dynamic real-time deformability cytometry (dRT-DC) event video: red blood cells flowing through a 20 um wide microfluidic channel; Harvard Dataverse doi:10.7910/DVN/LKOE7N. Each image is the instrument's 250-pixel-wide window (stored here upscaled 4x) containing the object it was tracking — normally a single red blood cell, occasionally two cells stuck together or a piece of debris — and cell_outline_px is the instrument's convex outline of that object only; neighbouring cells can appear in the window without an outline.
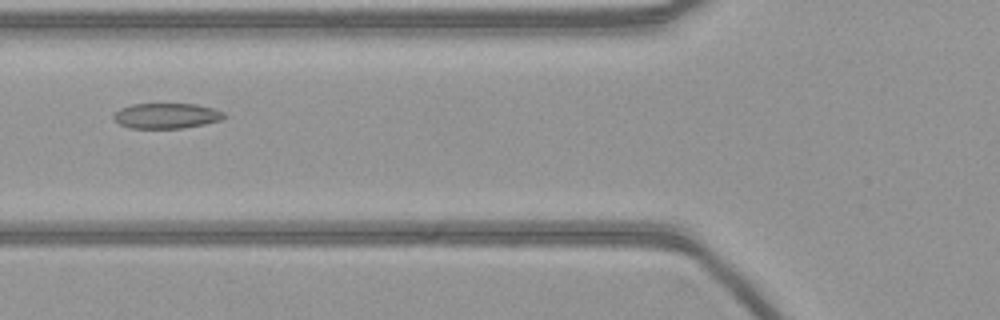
{"species": "common noctule bat (a hibernating species)", "species_latin": "Nyctalus noctula", "temperature_condition": "warm", "stored_images_in_passage": 55, "camera_frame_rate_fps": 3000, "um_per_image_px": 0.085, "animal": {"sex": "female", "body_mass_g": 21.9}, "frame": {"image": 1, "passage_image": 21, "time_ms": 6.667, "image_size_px": [1000, 320], "cell_outline_px": [[224, 116], [220, 120], [204, 124], [180, 128], [132, 128], [120, 124], [112, 116], [120, 108], [132, 104], [196, 104], [212, 108], [224, 112]], "centroid_in_image_um": [14.13, 9.83], "position_along_channel_um": 111.7, "area_um2": 16.07}}
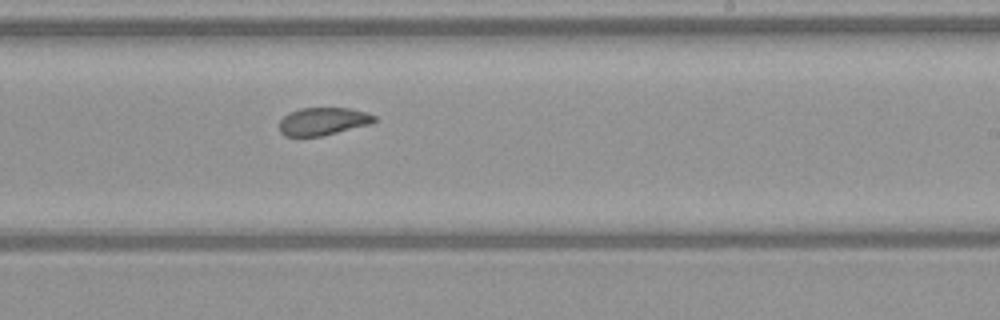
{"frame": {"image": 2, "passage_image": 33, "time_ms": 10.667, "image_size_px": [1000, 320], "cell_outline_px": [[376, 120], [372, 124], [320, 136], [284, 136], [280, 132], [280, 120], [288, 112], [300, 108], [348, 108], [368, 112], [376, 116]], "centroid_in_image_um": [27.47, 10.3], "position_along_channel_um": 261.5, "area_um2": 15.43}}
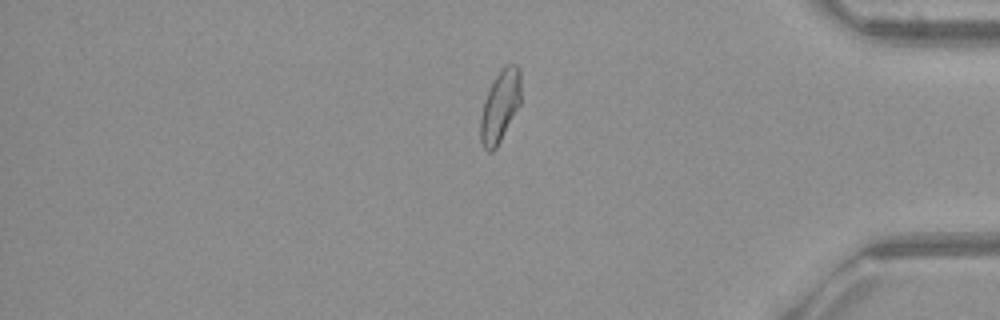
{"frame": {"image": 3, "passage_image": 46, "time_ms": 15.0, "image_size_px": [1000, 320], "cell_outline_px": [[520, 104], [496, 148], [492, 152], [488, 152], [484, 148], [480, 140], [480, 116], [484, 100], [496, 76], [508, 64], [516, 64], [520, 68]], "centroid_in_image_um": [42.49, 9.06], "position_along_channel_um": 392.7, "area_um2": 16.65}}